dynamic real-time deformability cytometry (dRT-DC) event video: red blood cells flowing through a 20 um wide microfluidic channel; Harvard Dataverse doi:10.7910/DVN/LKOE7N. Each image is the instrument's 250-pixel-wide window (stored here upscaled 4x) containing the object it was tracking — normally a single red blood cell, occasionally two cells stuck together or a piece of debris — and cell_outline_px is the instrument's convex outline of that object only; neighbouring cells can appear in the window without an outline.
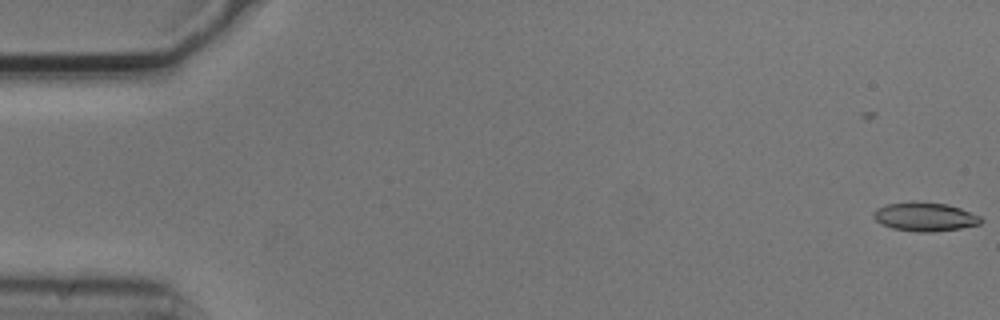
{"species": "common noctule bat (a hibernating species)", "species_latin": "Nyctalus noctula", "temperature_condition": "cold", "stored_images_in_passage": 5, "camera_frame_rate_fps": 3000, "um_per_image_px": 0.085, "animal": {"sex": "male", "body_mass_g": 20.5, "forearm_length_mm": 52.5}, "frame": {"image": 1, "passage_image": 2, "time_ms": 0.333, "image_size_px": [1000, 320], "cell_outline_px": [[984, 220], [980, 224], [960, 228], [932, 232], [920, 232], [892, 228], [880, 224], [872, 216], [872, 212], [876, 208], [884, 204], [916, 200], [948, 204], [960, 208], [980, 216]], "centroid_in_image_um": [78.57, 18.4], "position_along_channel_um": 6.4, "area_um2": 18.38}}
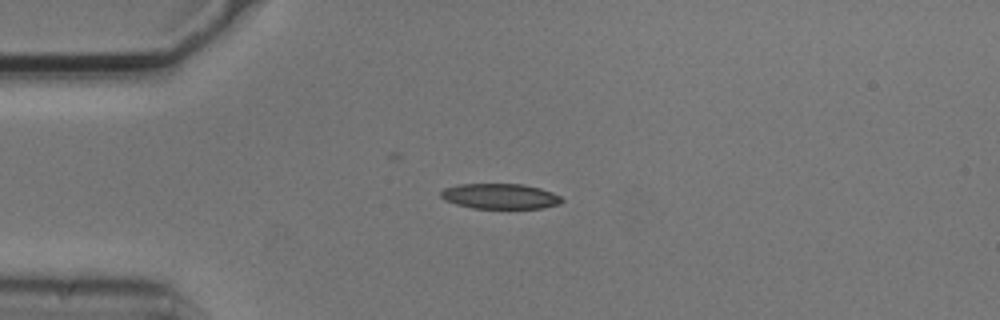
{"frame": {"image": 2, "passage_image": 5, "time_ms": 1.333, "image_size_px": [1000, 320], "cell_outline_px": [[564, 200], [560, 204], [544, 208], [472, 208], [456, 204], [444, 200], [440, 196], [440, 192], [444, 188], [460, 184], [524, 184], [540, 188], [552, 192], [560, 196]], "centroid_in_image_um": [42.52, 16.68], "position_along_channel_um": 42.5, "area_um2": 17.92}}